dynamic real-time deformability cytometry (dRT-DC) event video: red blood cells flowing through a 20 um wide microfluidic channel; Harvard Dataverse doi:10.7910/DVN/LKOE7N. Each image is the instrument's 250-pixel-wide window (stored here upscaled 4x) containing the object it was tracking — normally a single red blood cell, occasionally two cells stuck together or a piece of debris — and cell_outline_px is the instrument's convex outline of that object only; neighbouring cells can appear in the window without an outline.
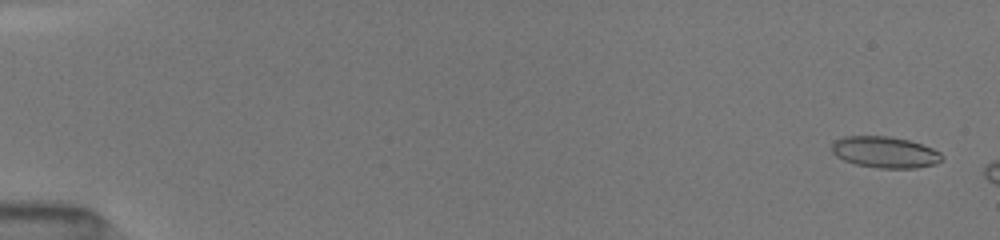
{"species": "common noctule bat (a hibernating species)", "species_latin": "Nyctalus noctula", "temperature_condition": "room temperature", "stored_images_in_passage": 9, "camera_frame_rate_fps": 3000, "um_per_image_px": 0.085, "animal": {"sex": "female", "body_mass_g": 19.5, "forearm_length_mm": 54.1}, "frame": {"image": 1, "passage_image": 1, "time_ms": 0.0, "image_size_px": [1000, 240], "cell_outline_px": [[944, 160], [936, 164], [916, 168], [880, 168], [856, 164], [844, 160], [836, 156], [832, 152], [832, 144], [836, 140], [844, 136], [892, 136], [908, 140], [932, 148], [940, 152], [944, 156]], "centroid_in_image_um": [75.25, 12.94], "position_along_channel_um": 9.7, "area_um2": 20.17}}